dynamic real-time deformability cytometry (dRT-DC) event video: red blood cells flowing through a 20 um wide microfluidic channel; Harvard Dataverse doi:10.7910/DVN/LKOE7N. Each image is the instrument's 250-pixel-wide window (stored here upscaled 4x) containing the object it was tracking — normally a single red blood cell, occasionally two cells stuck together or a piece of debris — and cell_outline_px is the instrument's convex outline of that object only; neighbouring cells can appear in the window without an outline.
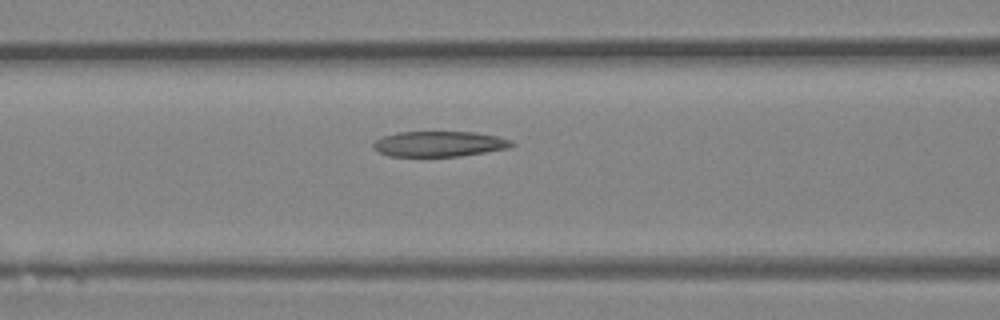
{"species": "Egyptian fruit bat (a non-hibernating species)", "species_latin": "Rousettus aegyptiacus", "temperature_condition": "room temperature", "stored_images_in_passage": 30, "camera_frame_rate_fps": 3000, "um_per_image_px": 0.085, "animal": {"sex": "female"}, "frame": {"image": 1, "passage_image": 11, "time_ms": 3.333, "image_size_px": [1000, 320], "cell_outline_px": [[516, 144], [508, 148], [460, 156], [388, 156], [372, 148], [372, 144], [376, 140], [384, 136], [400, 132], [476, 132], [496, 136], [512, 140]], "centroid_in_image_um": [37.34, 12.23], "position_along_channel_um": 129.3, "area_um2": 20.4}}
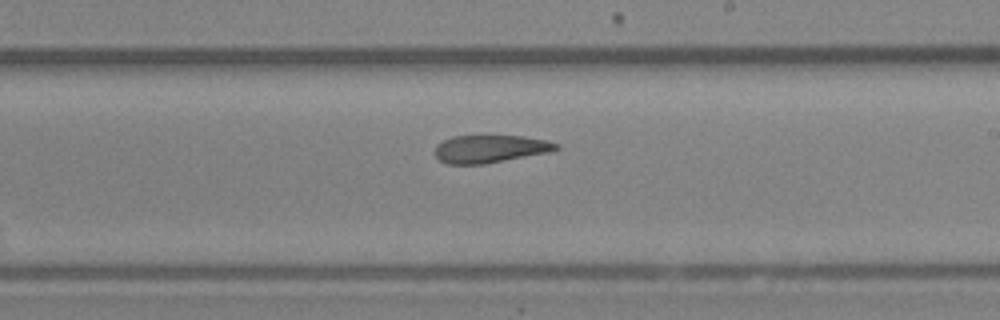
{"frame": {"image": 2, "passage_image": 19, "time_ms": 6.0, "image_size_px": [1000, 320], "cell_outline_px": [[560, 148], [548, 152], [484, 164], [448, 164], [440, 160], [436, 156], [436, 144], [452, 136], [524, 136], [548, 140], [560, 144]], "centroid_in_image_um": [41.68, 12.64], "position_along_channel_um": 247.3, "area_um2": 19.48}}
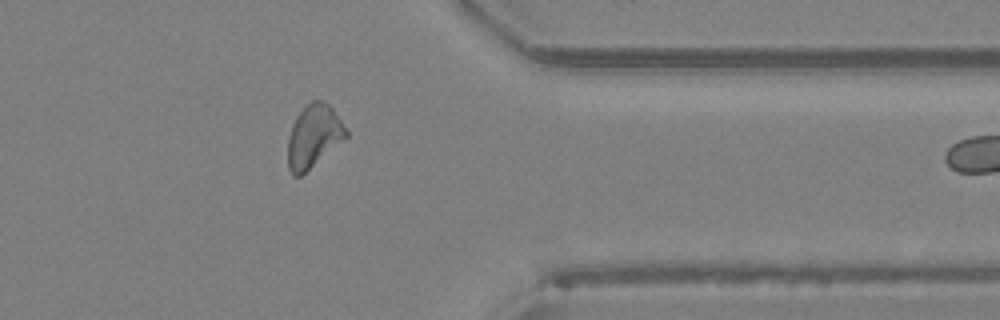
{"frame": {"image": 3, "passage_image": 29, "time_ms": 9.333, "image_size_px": [1000, 320], "cell_outline_px": [[348, 136], [300, 176], [292, 176], [288, 168], [288, 136], [292, 124], [296, 116], [312, 100], [320, 100], [328, 104], [332, 108], [348, 132]], "centroid_in_image_um": [26.63, 11.58], "position_along_channel_um": 384.8, "area_um2": 20.92}}